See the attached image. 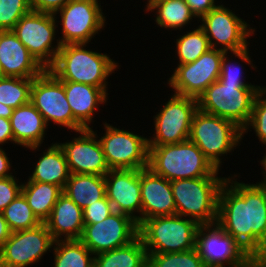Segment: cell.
Returning <instances> with one entry per match:
<instances>
[{
    "label": "cell",
    "mask_w": 266,
    "mask_h": 267,
    "mask_svg": "<svg viewBox=\"0 0 266 267\" xmlns=\"http://www.w3.org/2000/svg\"><path fill=\"white\" fill-rule=\"evenodd\" d=\"M233 180L228 177L221 185L216 222L255 259H262L266 255V188L239 183L234 176Z\"/></svg>",
    "instance_id": "obj_1"
},
{
    "label": "cell",
    "mask_w": 266,
    "mask_h": 267,
    "mask_svg": "<svg viewBox=\"0 0 266 267\" xmlns=\"http://www.w3.org/2000/svg\"><path fill=\"white\" fill-rule=\"evenodd\" d=\"M148 168L167 180L218 177L219 172L189 139L176 144L149 146Z\"/></svg>",
    "instance_id": "obj_2"
},
{
    "label": "cell",
    "mask_w": 266,
    "mask_h": 267,
    "mask_svg": "<svg viewBox=\"0 0 266 267\" xmlns=\"http://www.w3.org/2000/svg\"><path fill=\"white\" fill-rule=\"evenodd\" d=\"M86 44L62 45L49 70L61 81L107 88V79L118 67L108 55L86 50Z\"/></svg>",
    "instance_id": "obj_3"
},
{
    "label": "cell",
    "mask_w": 266,
    "mask_h": 267,
    "mask_svg": "<svg viewBox=\"0 0 266 267\" xmlns=\"http://www.w3.org/2000/svg\"><path fill=\"white\" fill-rule=\"evenodd\" d=\"M265 88L251 83H212L198 97V109L234 122L242 130L252 114L256 96Z\"/></svg>",
    "instance_id": "obj_4"
},
{
    "label": "cell",
    "mask_w": 266,
    "mask_h": 267,
    "mask_svg": "<svg viewBox=\"0 0 266 267\" xmlns=\"http://www.w3.org/2000/svg\"><path fill=\"white\" fill-rule=\"evenodd\" d=\"M225 177H199L171 181L176 214L199 224L217 221L218 195Z\"/></svg>",
    "instance_id": "obj_5"
},
{
    "label": "cell",
    "mask_w": 266,
    "mask_h": 267,
    "mask_svg": "<svg viewBox=\"0 0 266 267\" xmlns=\"http://www.w3.org/2000/svg\"><path fill=\"white\" fill-rule=\"evenodd\" d=\"M181 215L158 216L139 225L138 236L147 253L183 252L195 248L199 223Z\"/></svg>",
    "instance_id": "obj_6"
},
{
    "label": "cell",
    "mask_w": 266,
    "mask_h": 267,
    "mask_svg": "<svg viewBox=\"0 0 266 267\" xmlns=\"http://www.w3.org/2000/svg\"><path fill=\"white\" fill-rule=\"evenodd\" d=\"M242 137V129L234 122L200 109L195 111L189 140L197 145L216 169L221 167V156L238 146Z\"/></svg>",
    "instance_id": "obj_7"
},
{
    "label": "cell",
    "mask_w": 266,
    "mask_h": 267,
    "mask_svg": "<svg viewBox=\"0 0 266 267\" xmlns=\"http://www.w3.org/2000/svg\"><path fill=\"white\" fill-rule=\"evenodd\" d=\"M200 20L203 23L199 26L203 29L212 49H221L227 53L231 51L230 54L232 53L242 62L252 65V68L255 67L251 63L247 47V37L254 34L255 30L249 27L247 22L222 4L217 5ZM219 44L222 45V48H219ZM217 46L219 47L217 48Z\"/></svg>",
    "instance_id": "obj_8"
},
{
    "label": "cell",
    "mask_w": 266,
    "mask_h": 267,
    "mask_svg": "<svg viewBox=\"0 0 266 267\" xmlns=\"http://www.w3.org/2000/svg\"><path fill=\"white\" fill-rule=\"evenodd\" d=\"M214 227V228H213ZM195 249L205 267H247L255 258L217 222L200 224Z\"/></svg>",
    "instance_id": "obj_9"
},
{
    "label": "cell",
    "mask_w": 266,
    "mask_h": 267,
    "mask_svg": "<svg viewBox=\"0 0 266 267\" xmlns=\"http://www.w3.org/2000/svg\"><path fill=\"white\" fill-rule=\"evenodd\" d=\"M56 19L54 14L31 10L12 29L44 69H49L54 64L62 46L58 39L57 45H52L56 35Z\"/></svg>",
    "instance_id": "obj_10"
},
{
    "label": "cell",
    "mask_w": 266,
    "mask_h": 267,
    "mask_svg": "<svg viewBox=\"0 0 266 267\" xmlns=\"http://www.w3.org/2000/svg\"><path fill=\"white\" fill-rule=\"evenodd\" d=\"M30 102L41 113L45 123L62 125L78 132L85 129L72 114L66 99L64 84L49 69L33 79Z\"/></svg>",
    "instance_id": "obj_11"
},
{
    "label": "cell",
    "mask_w": 266,
    "mask_h": 267,
    "mask_svg": "<svg viewBox=\"0 0 266 267\" xmlns=\"http://www.w3.org/2000/svg\"><path fill=\"white\" fill-rule=\"evenodd\" d=\"M99 139L110 170L148 168V138L104 123Z\"/></svg>",
    "instance_id": "obj_12"
},
{
    "label": "cell",
    "mask_w": 266,
    "mask_h": 267,
    "mask_svg": "<svg viewBox=\"0 0 266 267\" xmlns=\"http://www.w3.org/2000/svg\"><path fill=\"white\" fill-rule=\"evenodd\" d=\"M198 109L197 99L173 94L155 116V133L148 146L176 144L189 139L192 118Z\"/></svg>",
    "instance_id": "obj_13"
},
{
    "label": "cell",
    "mask_w": 266,
    "mask_h": 267,
    "mask_svg": "<svg viewBox=\"0 0 266 267\" xmlns=\"http://www.w3.org/2000/svg\"><path fill=\"white\" fill-rule=\"evenodd\" d=\"M98 0H71L66 6L58 10L62 38L58 39L61 45L87 44L93 36L105 26V16Z\"/></svg>",
    "instance_id": "obj_14"
},
{
    "label": "cell",
    "mask_w": 266,
    "mask_h": 267,
    "mask_svg": "<svg viewBox=\"0 0 266 267\" xmlns=\"http://www.w3.org/2000/svg\"><path fill=\"white\" fill-rule=\"evenodd\" d=\"M224 53L221 49L211 48L194 62L178 64L168 80L174 94L198 99L220 77Z\"/></svg>",
    "instance_id": "obj_15"
},
{
    "label": "cell",
    "mask_w": 266,
    "mask_h": 267,
    "mask_svg": "<svg viewBox=\"0 0 266 267\" xmlns=\"http://www.w3.org/2000/svg\"><path fill=\"white\" fill-rule=\"evenodd\" d=\"M54 242L45 223L11 232L0 249V267H27L35 264L53 247Z\"/></svg>",
    "instance_id": "obj_16"
},
{
    "label": "cell",
    "mask_w": 266,
    "mask_h": 267,
    "mask_svg": "<svg viewBox=\"0 0 266 267\" xmlns=\"http://www.w3.org/2000/svg\"><path fill=\"white\" fill-rule=\"evenodd\" d=\"M139 226L130 216L112 212L96 224H84L80 241L94 254L128 245L138 237Z\"/></svg>",
    "instance_id": "obj_17"
},
{
    "label": "cell",
    "mask_w": 266,
    "mask_h": 267,
    "mask_svg": "<svg viewBox=\"0 0 266 267\" xmlns=\"http://www.w3.org/2000/svg\"><path fill=\"white\" fill-rule=\"evenodd\" d=\"M72 141L58 143L62 148L71 174L105 176L110 170L97 133L91 128L77 132Z\"/></svg>",
    "instance_id": "obj_18"
},
{
    "label": "cell",
    "mask_w": 266,
    "mask_h": 267,
    "mask_svg": "<svg viewBox=\"0 0 266 267\" xmlns=\"http://www.w3.org/2000/svg\"><path fill=\"white\" fill-rule=\"evenodd\" d=\"M106 197L113 210L134 219L141 224L140 169L109 170L105 174ZM138 212L140 215L133 213Z\"/></svg>",
    "instance_id": "obj_19"
},
{
    "label": "cell",
    "mask_w": 266,
    "mask_h": 267,
    "mask_svg": "<svg viewBox=\"0 0 266 267\" xmlns=\"http://www.w3.org/2000/svg\"><path fill=\"white\" fill-rule=\"evenodd\" d=\"M141 223L153 217L176 214L171 182L149 168L140 169Z\"/></svg>",
    "instance_id": "obj_20"
},
{
    "label": "cell",
    "mask_w": 266,
    "mask_h": 267,
    "mask_svg": "<svg viewBox=\"0 0 266 267\" xmlns=\"http://www.w3.org/2000/svg\"><path fill=\"white\" fill-rule=\"evenodd\" d=\"M0 63L9 77L35 78L45 70L12 30L0 31Z\"/></svg>",
    "instance_id": "obj_21"
},
{
    "label": "cell",
    "mask_w": 266,
    "mask_h": 267,
    "mask_svg": "<svg viewBox=\"0 0 266 267\" xmlns=\"http://www.w3.org/2000/svg\"><path fill=\"white\" fill-rule=\"evenodd\" d=\"M44 223L55 241L79 240L84 228L83 210L62 193Z\"/></svg>",
    "instance_id": "obj_22"
},
{
    "label": "cell",
    "mask_w": 266,
    "mask_h": 267,
    "mask_svg": "<svg viewBox=\"0 0 266 267\" xmlns=\"http://www.w3.org/2000/svg\"><path fill=\"white\" fill-rule=\"evenodd\" d=\"M14 142L30 150H37L43 143L47 124L31 102L15 108L10 117Z\"/></svg>",
    "instance_id": "obj_23"
},
{
    "label": "cell",
    "mask_w": 266,
    "mask_h": 267,
    "mask_svg": "<svg viewBox=\"0 0 266 267\" xmlns=\"http://www.w3.org/2000/svg\"><path fill=\"white\" fill-rule=\"evenodd\" d=\"M73 117L85 128H91L94 112L107 102V89L72 81H62ZM89 124V125H88Z\"/></svg>",
    "instance_id": "obj_24"
},
{
    "label": "cell",
    "mask_w": 266,
    "mask_h": 267,
    "mask_svg": "<svg viewBox=\"0 0 266 267\" xmlns=\"http://www.w3.org/2000/svg\"><path fill=\"white\" fill-rule=\"evenodd\" d=\"M32 175L28 180L50 183L59 186L62 190L70 177V170L66 161L65 154L56 142L52 143L47 150H45L38 158Z\"/></svg>",
    "instance_id": "obj_25"
},
{
    "label": "cell",
    "mask_w": 266,
    "mask_h": 267,
    "mask_svg": "<svg viewBox=\"0 0 266 267\" xmlns=\"http://www.w3.org/2000/svg\"><path fill=\"white\" fill-rule=\"evenodd\" d=\"M63 193L83 210L106 196L105 177L93 174H70Z\"/></svg>",
    "instance_id": "obj_26"
},
{
    "label": "cell",
    "mask_w": 266,
    "mask_h": 267,
    "mask_svg": "<svg viewBox=\"0 0 266 267\" xmlns=\"http://www.w3.org/2000/svg\"><path fill=\"white\" fill-rule=\"evenodd\" d=\"M63 190L54 184L30 181L22 183L21 194L25 197L34 215L44 223Z\"/></svg>",
    "instance_id": "obj_27"
},
{
    "label": "cell",
    "mask_w": 266,
    "mask_h": 267,
    "mask_svg": "<svg viewBox=\"0 0 266 267\" xmlns=\"http://www.w3.org/2000/svg\"><path fill=\"white\" fill-rule=\"evenodd\" d=\"M94 267H147L148 253L138 236L126 246L96 254Z\"/></svg>",
    "instance_id": "obj_28"
},
{
    "label": "cell",
    "mask_w": 266,
    "mask_h": 267,
    "mask_svg": "<svg viewBox=\"0 0 266 267\" xmlns=\"http://www.w3.org/2000/svg\"><path fill=\"white\" fill-rule=\"evenodd\" d=\"M145 6L148 12L157 10L155 22L165 29L181 30L195 18L185 0H150Z\"/></svg>",
    "instance_id": "obj_29"
},
{
    "label": "cell",
    "mask_w": 266,
    "mask_h": 267,
    "mask_svg": "<svg viewBox=\"0 0 266 267\" xmlns=\"http://www.w3.org/2000/svg\"><path fill=\"white\" fill-rule=\"evenodd\" d=\"M53 250L54 267H94V254L80 240H57Z\"/></svg>",
    "instance_id": "obj_30"
},
{
    "label": "cell",
    "mask_w": 266,
    "mask_h": 267,
    "mask_svg": "<svg viewBox=\"0 0 266 267\" xmlns=\"http://www.w3.org/2000/svg\"><path fill=\"white\" fill-rule=\"evenodd\" d=\"M34 78L0 77V103L13 109L30 102Z\"/></svg>",
    "instance_id": "obj_31"
},
{
    "label": "cell",
    "mask_w": 266,
    "mask_h": 267,
    "mask_svg": "<svg viewBox=\"0 0 266 267\" xmlns=\"http://www.w3.org/2000/svg\"><path fill=\"white\" fill-rule=\"evenodd\" d=\"M176 44L179 64L194 62L211 49L208 38L200 26L190 32H186L185 35H180L176 39Z\"/></svg>",
    "instance_id": "obj_32"
},
{
    "label": "cell",
    "mask_w": 266,
    "mask_h": 267,
    "mask_svg": "<svg viewBox=\"0 0 266 267\" xmlns=\"http://www.w3.org/2000/svg\"><path fill=\"white\" fill-rule=\"evenodd\" d=\"M2 213L11 232L31 229L41 224L21 193Z\"/></svg>",
    "instance_id": "obj_33"
},
{
    "label": "cell",
    "mask_w": 266,
    "mask_h": 267,
    "mask_svg": "<svg viewBox=\"0 0 266 267\" xmlns=\"http://www.w3.org/2000/svg\"><path fill=\"white\" fill-rule=\"evenodd\" d=\"M147 267H205L196 249L171 253H148Z\"/></svg>",
    "instance_id": "obj_34"
},
{
    "label": "cell",
    "mask_w": 266,
    "mask_h": 267,
    "mask_svg": "<svg viewBox=\"0 0 266 267\" xmlns=\"http://www.w3.org/2000/svg\"><path fill=\"white\" fill-rule=\"evenodd\" d=\"M30 11L29 0H0V31L12 30Z\"/></svg>",
    "instance_id": "obj_35"
},
{
    "label": "cell",
    "mask_w": 266,
    "mask_h": 267,
    "mask_svg": "<svg viewBox=\"0 0 266 267\" xmlns=\"http://www.w3.org/2000/svg\"><path fill=\"white\" fill-rule=\"evenodd\" d=\"M250 127L256 132L259 141L266 145V86L256 96L252 114L242 134L246 133Z\"/></svg>",
    "instance_id": "obj_36"
},
{
    "label": "cell",
    "mask_w": 266,
    "mask_h": 267,
    "mask_svg": "<svg viewBox=\"0 0 266 267\" xmlns=\"http://www.w3.org/2000/svg\"><path fill=\"white\" fill-rule=\"evenodd\" d=\"M112 212H114L112 204L105 196L103 199L83 209L84 224H96L101 222Z\"/></svg>",
    "instance_id": "obj_37"
},
{
    "label": "cell",
    "mask_w": 266,
    "mask_h": 267,
    "mask_svg": "<svg viewBox=\"0 0 266 267\" xmlns=\"http://www.w3.org/2000/svg\"><path fill=\"white\" fill-rule=\"evenodd\" d=\"M16 177L0 178V212H2L20 193L22 184Z\"/></svg>",
    "instance_id": "obj_38"
},
{
    "label": "cell",
    "mask_w": 266,
    "mask_h": 267,
    "mask_svg": "<svg viewBox=\"0 0 266 267\" xmlns=\"http://www.w3.org/2000/svg\"><path fill=\"white\" fill-rule=\"evenodd\" d=\"M227 58V52H225L222 57L220 77L218 80L227 83H246L245 77H242V73L244 72H242L240 64L237 65L236 62L231 63L229 58Z\"/></svg>",
    "instance_id": "obj_39"
},
{
    "label": "cell",
    "mask_w": 266,
    "mask_h": 267,
    "mask_svg": "<svg viewBox=\"0 0 266 267\" xmlns=\"http://www.w3.org/2000/svg\"><path fill=\"white\" fill-rule=\"evenodd\" d=\"M71 0H29L31 10L55 14Z\"/></svg>",
    "instance_id": "obj_40"
},
{
    "label": "cell",
    "mask_w": 266,
    "mask_h": 267,
    "mask_svg": "<svg viewBox=\"0 0 266 267\" xmlns=\"http://www.w3.org/2000/svg\"><path fill=\"white\" fill-rule=\"evenodd\" d=\"M185 2L197 18L208 14L217 6L215 0H185Z\"/></svg>",
    "instance_id": "obj_41"
},
{
    "label": "cell",
    "mask_w": 266,
    "mask_h": 267,
    "mask_svg": "<svg viewBox=\"0 0 266 267\" xmlns=\"http://www.w3.org/2000/svg\"><path fill=\"white\" fill-rule=\"evenodd\" d=\"M8 141L15 143L11 122L8 118L0 117V144L3 145Z\"/></svg>",
    "instance_id": "obj_42"
},
{
    "label": "cell",
    "mask_w": 266,
    "mask_h": 267,
    "mask_svg": "<svg viewBox=\"0 0 266 267\" xmlns=\"http://www.w3.org/2000/svg\"><path fill=\"white\" fill-rule=\"evenodd\" d=\"M10 167V160L5 151L0 147V178L13 176L11 175L12 173H9Z\"/></svg>",
    "instance_id": "obj_43"
},
{
    "label": "cell",
    "mask_w": 266,
    "mask_h": 267,
    "mask_svg": "<svg viewBox=\"0 0 266 267\" xmlns=\"http://www.w3.org/2000/svg\"><path fill=\"white\" fill-rule=\"evenodd\" d=\"M10 235L11 231L8 227L7 221L4 219L3 213L0 212V249L3 247Z\"/></svg>",
    "instance_id": "obj_44"
},
{
    "label": "cell",
    "mask_w": 266,
    "mask_h": 267,
    "mask_svg": "<svg viewBox=\"0 0 266 267\" xmlns=\"http://www.w3.org/2000/svg\"><path fill=\"white\" fill-rule=\"evenodd\" d=\"M13 108L6 106L5 104L0 103V117L8 118L10 119Z\"/></svg>",
    "instance_id": "obj_45"
},
{
    "label": "cell",
    "mask_w": 266,
    "mask_h": 267,
    "mask_svg": "<svg viewBox=\"0 0 266 267\" xmlns=\"http://www.w3.org/2000/svg\"><path fill=\"white\" fill-rule=\"evenodd\" d=\"M260 163L262 164L263 166V173L264 174V180H261V182H258L257 184L260 185V186H263L266 188V155L263 157V159L260 161Z\"/></svg>",
    "instance_id": "obj_46"
},
{
    "label": "cell",
    "mask_w": 266,
    "mask_h": 267,
    "mask_svg": "<svg viewBox=\"0 0 266 267\" xmlns=\"http://www.w3.org/2000/svg\"><path fill=\"white\" fill-rule=\"evenodd\" d=\"M247 267H266V264L262 259H255Z\"/></svg>",
    "instance_id": "obj_47"
},
{
    "label": "cell",
    "mask_w": 266,
    "mask_h": 267,
    "mask_svg": "<svg viewBox=\"0 0 266 267\" xmlns=\"http://www.w3.org/2000/svg\"><path fill=\"white\" fill-rule=\"evenodd\" d=\"M0 77H4L3 76V69H2L1 63H0Z\"/></svg>",
    "instance_id": "obj_48"
},
{
    "label": "cell",
    "mask_w": 266,
    "mask_h": 267,
    "mask_svg": "<svg viewBox=\"0 0 266 267\" xmlns=\"http://www.w3.org/2000/svg\"><path fill=\"white\" fill-rule=\"evenodd\" d=\"M262 260L265 262L266 264V255L262 258Z\"/></svg>",
    "instance_id": "obj_49"
}]
</instances>
